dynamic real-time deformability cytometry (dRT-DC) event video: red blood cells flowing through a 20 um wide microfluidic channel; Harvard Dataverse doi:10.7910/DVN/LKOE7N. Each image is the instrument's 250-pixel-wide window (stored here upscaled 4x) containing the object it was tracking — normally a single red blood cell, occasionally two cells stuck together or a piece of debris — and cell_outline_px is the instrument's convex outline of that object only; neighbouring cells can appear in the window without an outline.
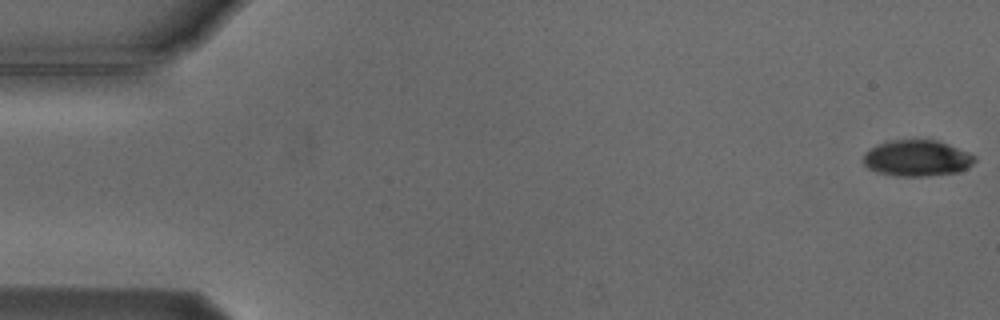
{"species": "Egyptian fruit bat (a non-hibernating species)", "species_latin": "Rousettus aegyptiacus", "temperature_condition": "cold", "stored_images_in_passage": 6, "camera_frame_rate_fps": 3000, "um_per_image_px": 0.085, "animal": {"sex": "male"}, "frame": {"image": 1, "passage_image": 1, "time_ms": 0.0, "image_size_px": [1000, 320], "cell_outline_px": [[976, 160], [972, 164], [960, 172], [928, 176], [896, 176], [876, 172], [868, 168], [860, 160], [864, 152], [876, 144], [892, 140], [936, 140], [948, 144], [968, 152], [976, 156]], "centroid_in_image_um": [77.9, 13.45], "position_along_channel_um": 7.1, "area_um2": 23.76}}